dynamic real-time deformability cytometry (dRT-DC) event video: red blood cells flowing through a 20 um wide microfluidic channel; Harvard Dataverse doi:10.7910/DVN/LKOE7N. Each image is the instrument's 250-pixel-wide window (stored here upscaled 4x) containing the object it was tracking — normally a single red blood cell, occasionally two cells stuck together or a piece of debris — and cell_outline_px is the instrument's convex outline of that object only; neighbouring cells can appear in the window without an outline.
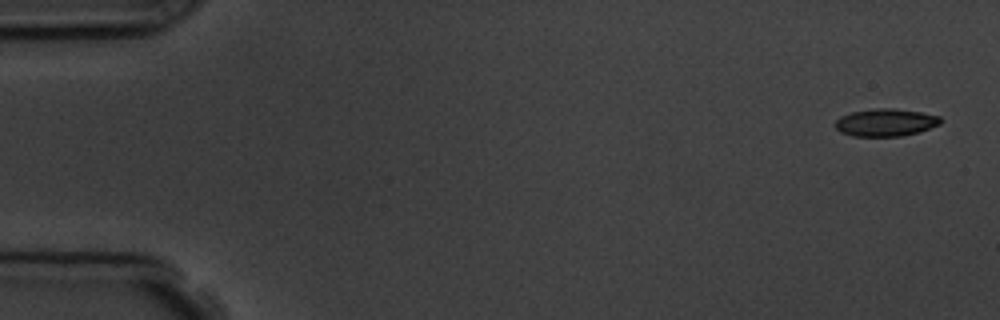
{"species": "common noctule bat (a hibernating species)", "species_latin": "Nyctalus noctula", "temperature_condition": "room temperature", "stored_images_in_passage": 6, "segment_of_instrument_passage": [1, 2], "camera_frame_rate_fps": 3000, "um_per_image_px": 0.085, "animal": {"sex": "male", "body_mass_g": 19.5, "forearm_length_mm": 54.6}, "frame": {"image": 1, "passage_image": 1, "time_ms": 0.0, "image_size_px": [1000, 320], "cell_outline_px": [[944, 120], [940, 124], [920, 132], [900, 136], [852, 136], [840, 132], [836, 128], [836, 120], [840, 116], [852, 112], [876, 108], [892, 108], [920, 112], [940, 116]], "centroid_in_image_um": [75.3, 10.41], "position_along_channel_um": 9.7, "area_um2": 16.94}}